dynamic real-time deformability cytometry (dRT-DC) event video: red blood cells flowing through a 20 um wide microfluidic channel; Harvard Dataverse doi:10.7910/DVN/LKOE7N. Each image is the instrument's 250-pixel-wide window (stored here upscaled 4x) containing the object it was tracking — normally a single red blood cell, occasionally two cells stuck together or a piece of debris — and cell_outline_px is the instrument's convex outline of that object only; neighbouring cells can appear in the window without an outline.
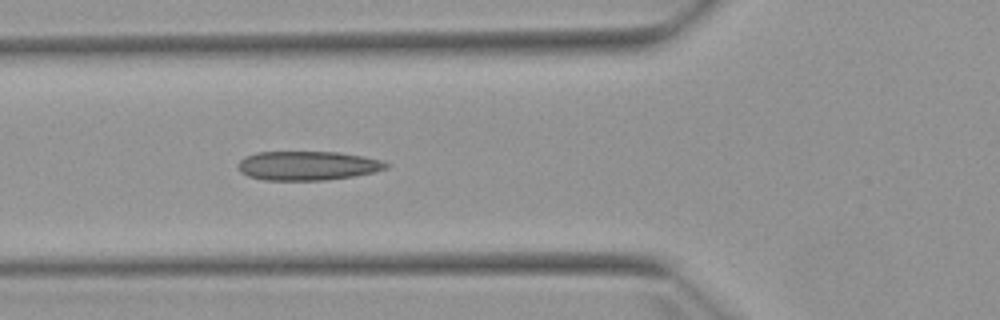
{"species": "Egyptian fruit bat (a non-hibernating species)", "species_latin": "Rousettus aegyptiacus", "temperature_condition": "warm", "stored_images_in_passage": 2, "camera_frame_rate_fps": 3000, "um_per_image_px": 0.085, "animal": {"sex": "female"}, "frame": {"image": 1, "passage_image": 2, "time_ms": 1.0, "image_size_px": [1000, 320], "cell_outline_px": [[392, 164], [388, 168], [372, 172], [352, 176], [324, 180], [264, 180], [248, 176], [240, 172], [236, 168], [236, 164], [244, 156], [256, 152], [340, 152], [364, 156], [380, 160]], "centroid_in_image_um": [26.11, 14.07], "position_along_channel_um": 99.7, "area_um2": 25.32}}